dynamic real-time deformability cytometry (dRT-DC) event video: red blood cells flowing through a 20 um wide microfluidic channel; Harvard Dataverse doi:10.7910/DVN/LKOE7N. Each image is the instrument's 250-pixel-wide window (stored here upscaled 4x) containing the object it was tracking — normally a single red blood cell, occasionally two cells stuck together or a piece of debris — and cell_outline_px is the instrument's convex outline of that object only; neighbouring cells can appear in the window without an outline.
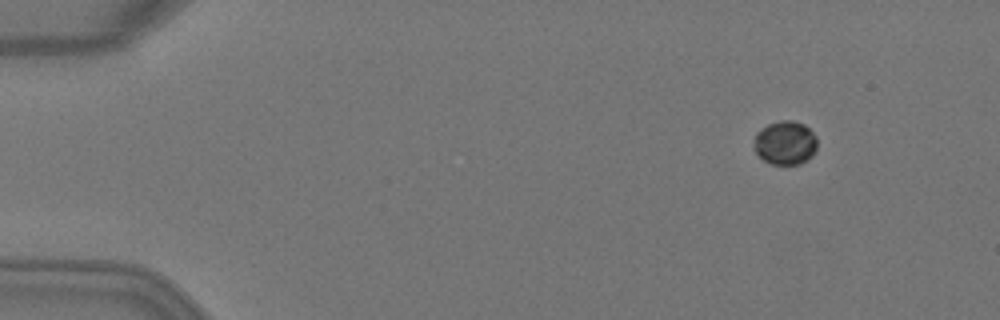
{"species": "Egyptian fruit bat (a non-hibernating species)", "species_latin": "Rousettus aegyptiacus", "temperature_condition": "warm", "stored_images_in_passage": 2, "camera_frame_rate_fps": 3000, "um_per_image_px": 0.085, "animal": {"sex": "female"}, "frame": {"image": 1, "passage_image": 2, "time_ms": 0.333, "image_size_px": [1000, 320], "cell_outline_px": [[816, 148], [812, 156], [808, 160], [800, 164], [772, 164], [764, 160], [756, 152], [756, 132], [768, 124], [780, 120], [792, 120], [804, 124], [816, 136]], "centroid_in_image_um": [66.78, 12.13], "position_along_channel_um": 18.2, "area_um2": 15.95}}